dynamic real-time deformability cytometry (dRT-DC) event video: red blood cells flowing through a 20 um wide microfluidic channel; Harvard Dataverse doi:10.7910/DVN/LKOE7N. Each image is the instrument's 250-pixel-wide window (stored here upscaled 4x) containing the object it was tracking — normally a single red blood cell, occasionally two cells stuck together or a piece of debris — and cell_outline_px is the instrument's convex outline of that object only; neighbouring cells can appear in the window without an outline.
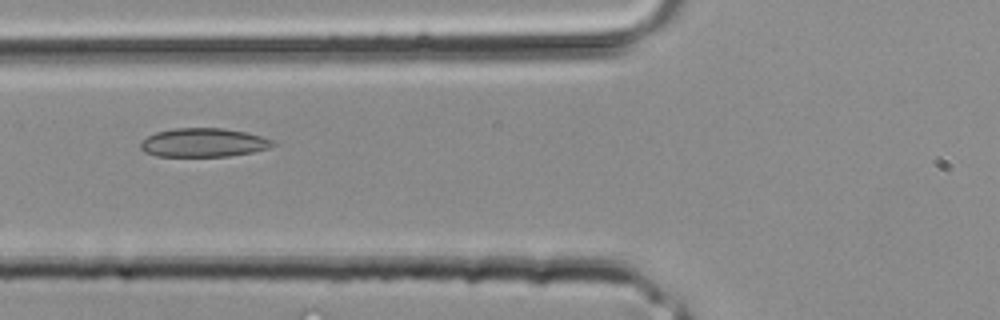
{"species": "common noctule bat (a hibernating species)", "species_latin": "Nyctalus noctula", "temperature_condition": "room temperature", "stored_images_in_passage": 4, "camera_frame_rate_fps": 3000, "um_per_image_px": 0.085, "animal": {"sex": "male", "body_mass_g": 20.4}, "frame": {"image": 1, "passage_image": 4, "time_ms": 1.0, "image_size_px": [1000, 320], "cell_outline_px": [[276, 144], [268, 148], [252, 152], [228, 156], [156, 156], [144, 152], [140, 148], [140, 144], [148, 136], [156, 132], [172, 128], [224, 128], [244, 132], [276, 140]], "centroid_in_image_um": [17.3, 12.12], "position_along_channel_um": 108.5, "area_um2": 22.14}}